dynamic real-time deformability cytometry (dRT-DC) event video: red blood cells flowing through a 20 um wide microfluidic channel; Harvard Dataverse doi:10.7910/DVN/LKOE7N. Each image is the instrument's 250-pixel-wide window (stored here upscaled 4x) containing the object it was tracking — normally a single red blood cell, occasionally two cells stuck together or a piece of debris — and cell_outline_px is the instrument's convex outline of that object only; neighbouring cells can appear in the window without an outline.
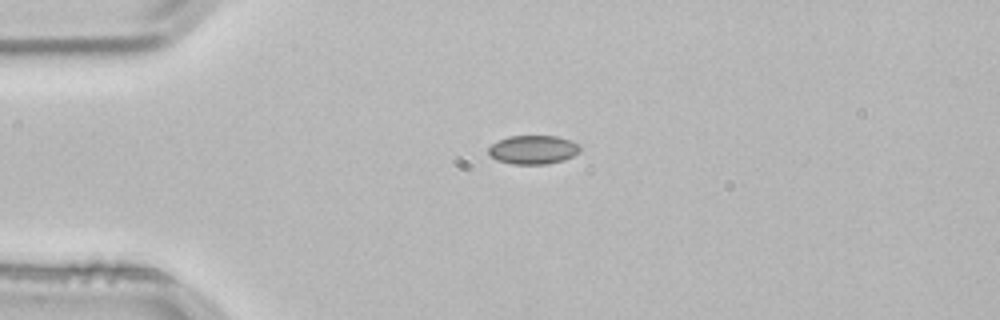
{"species": "common noctule bat (a hibernating species)", "species_latin": "Nyctalus noctula", "temperature_condition": "room temperature", "stored_images_in_passage": 2, "camera_frame_rate_fps": 3000, "um_per_image_px": 0.085, "animal": {"sex": "male", "body_mass_g": 21.5, "forearm_length_mm": 52.0}, "frame": {"image": 1, "passage_image": 1, "time_ms": 0.0, "image_size_px": [1000, 320], "cell_outline_px": [[580, 152], [564, 160], [548, 164], [512, 164], [496, 160], [488, 152], [488, 148], [492, 144], [508, 136], [556, 136], [580, 144]], "centroid_in_image_um": [45.33, 12.73], "position_along_channel_um": 39.7, "area_um2": 15.32}}
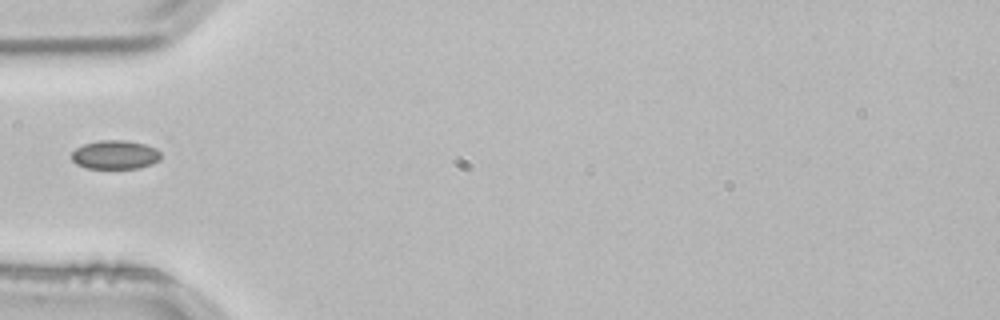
{"frame": {"image": 2, "passage_image": 2, "time_ms": 0.333, "image_size_px": [1000, 320], "cell_outline_px": [[160, 160], [152, 164], [140, 168], [88, 168], [76, 164], [72, 160], [72, 152], [76, 148], [84, 144], [100, 140], [124, 140], [144, 144], [156, 148], [160, 152]], "centroid_in_image_um": [9.8, 13.15], "position_along_channel_um": 75.2, "area_um2": 14.97}}